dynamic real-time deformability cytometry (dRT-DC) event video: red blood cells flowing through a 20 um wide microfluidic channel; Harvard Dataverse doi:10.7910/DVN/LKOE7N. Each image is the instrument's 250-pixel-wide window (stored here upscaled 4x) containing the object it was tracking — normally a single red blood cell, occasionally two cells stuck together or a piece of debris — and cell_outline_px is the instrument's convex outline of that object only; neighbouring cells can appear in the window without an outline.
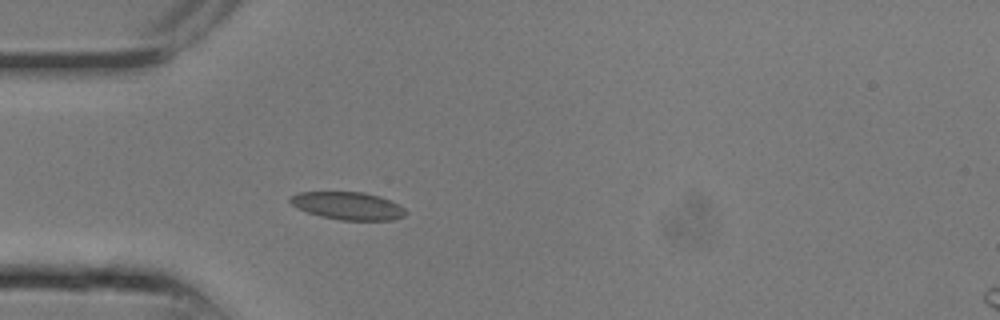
{"species": "common noctule bat (a hibernating species)", "species_latin": "Nyctalus noctula", "temperature_condition": "room temperature", "stored_images_in_passage": 14, "camera_frame_rate_fps": 3000, "um_per_image_px": 0.085, "animal": {"sex": "male", "body_mass_g": 13.3}, "frame": {"image": 1, "passage_image": 5, "time_ms": 1.333, "image_size_px": [1000, 320], "cell_outline_px": [[408, 212], [404, 216], [392, 220], [340, 220], [320, 216], [296, 208], [288, 200], [296, 192], [364, 192], [380, 196], [400, 204]], "centroid_in_image_um": [29.59, 17.49], "position_along_channel_um": 55.4, "area_um2": 18.79}}
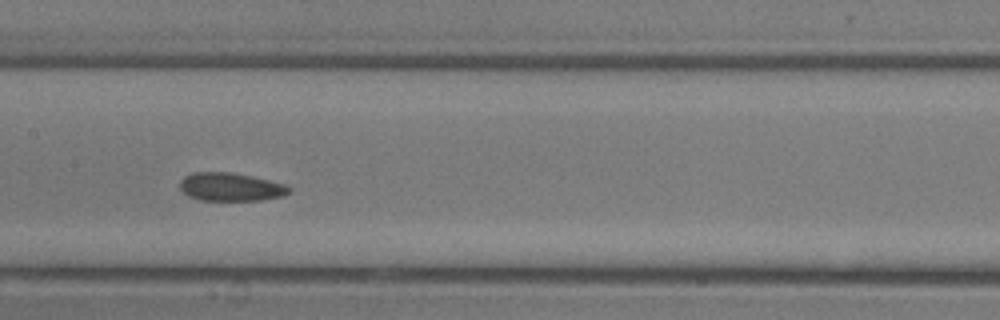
{"frame": {"image": 2, "passage_image": 10, "time_ms": 3.0, "image_size_px": [1000, 320], "cell_outline_px": [[292, 188], [284, 196], [260, 200], [200, 200], [188, 196], [180, 188], [180, 180], [184, 176], [192, 172], [228, 172], [252, 176], [284, 184]], "centroid_in_image_um": [19.58, 15.88], "position_along_channel_um": 187.8, "area_um2": 17.92}}
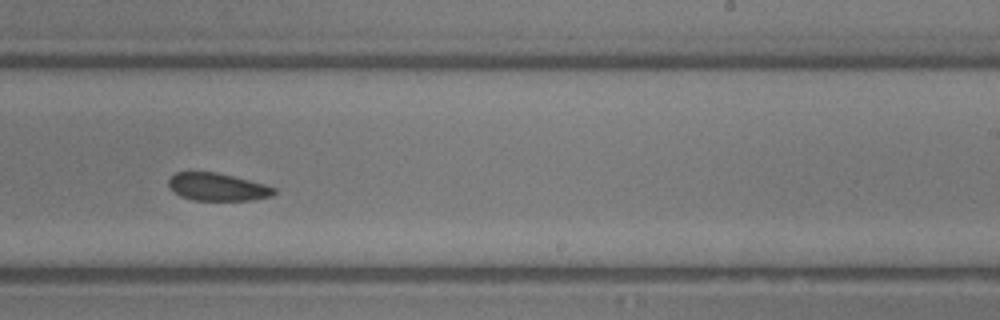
{"frame": {"image": 3, "passage_image": 13, "time_ms": 4.0, "image_size_px": [1000, 320], "cell_outline_px": [[276, 192], [272, 196], [248, 200], [192, 200], [180, 196], [172, 192], [168, 188], [168, 180], [176, 172], [216, 172], [264, 184], [276, 188]], "centroid_in_image_um": [18.44, 15.9], "position_along_channel_um": 270.6, "area_um2": 16.99}}